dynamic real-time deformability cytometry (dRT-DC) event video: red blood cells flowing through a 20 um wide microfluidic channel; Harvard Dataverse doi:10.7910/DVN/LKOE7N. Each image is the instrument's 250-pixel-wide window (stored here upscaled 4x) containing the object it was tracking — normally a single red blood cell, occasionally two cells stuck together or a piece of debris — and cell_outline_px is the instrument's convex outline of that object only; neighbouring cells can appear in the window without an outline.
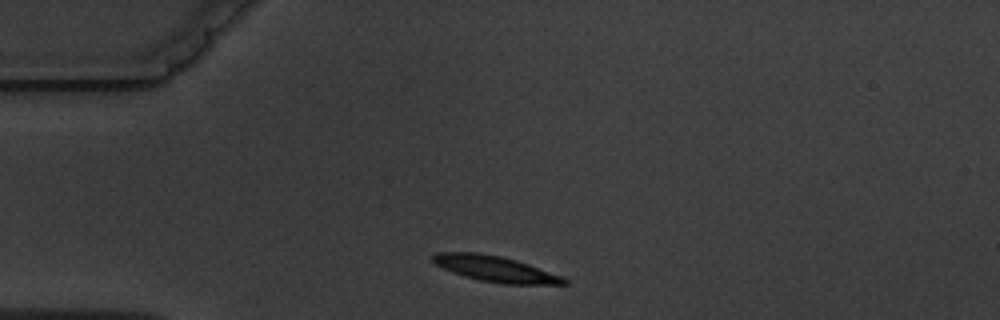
{"species": "common noctule bat (a hibernating species)", "species_latin": "Nyctalus noctula", "temperature_condition": "warm", "stored_images_in_passage": 2, "camera_frame_rate_fps": 3000, "um_per_image_px": 0.085, "animal": {"sex": "male", "body_mass_g": 19.5, "forearm_length_mm": 54.6}, "frame": {"image": 1, "passage_image": 1, "time_ms": 0.0, "image_size_px": [1000, 320], "cell_outline_px": [[568, 284], [504, 284], [480, 280], [464, 276], [452, 272], [436, 264], [432, 260], [432, 256], [436, 252], [476, 252], [500, 256], [516, 260], [528, 264], [560, 276], [568, 280]], "centroid_in_image_um": [42.07, 22.85], "position_along_channel_um": 42.9, "area_um2": 19.42}}